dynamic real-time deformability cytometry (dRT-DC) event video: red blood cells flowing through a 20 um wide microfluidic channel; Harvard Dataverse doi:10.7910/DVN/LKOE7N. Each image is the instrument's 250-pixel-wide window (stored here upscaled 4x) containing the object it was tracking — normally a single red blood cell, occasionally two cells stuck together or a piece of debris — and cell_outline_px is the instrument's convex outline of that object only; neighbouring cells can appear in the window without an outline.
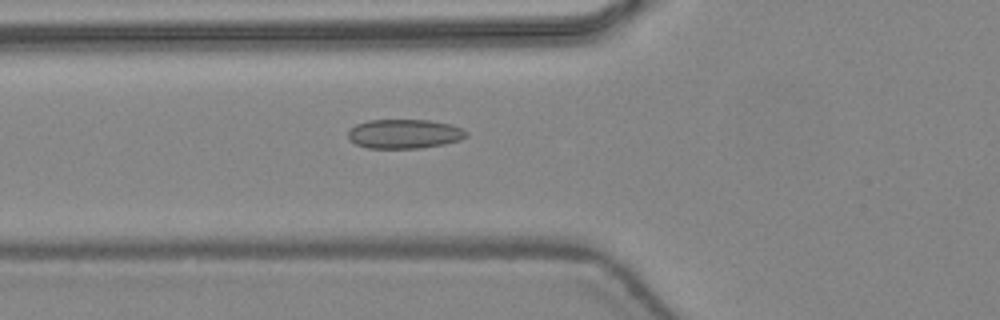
{"species": "common noctule bat (a hibernating species)", "species_latin": "Nyctalus noctula", "temperature_condition": "warm", "stored_images_in_passage": 47, "camera_frame_rate_fps": 3000, "um_per_image_px": 0.085, "animal": {"sex": "female", "body_mass_g": 24.6, "forearm_length_mm": 56.2}, "frame": {"image": 1, "passage_image": 18, "time_ms": 5.667, "image_size_px": [1000, 320], "cell_outline_px": [[468, 136], [460, 140], [444, 144], [420, 148], [368, 148], [356, 144], [348, 140], [348, 132], [356, 124], [368, 120], [428, 120], [452, 124], [468, 132]], "centroid_in_image_um": [34.37, 11.38], "position_along_channel_um": 91.4, "area_um2": 20.23}}
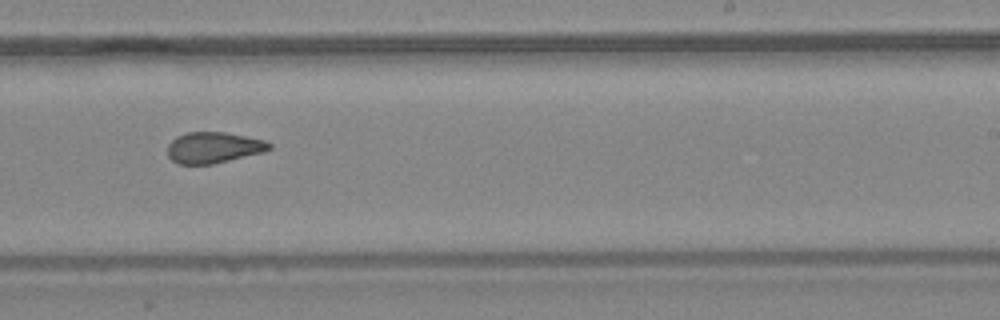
{"frame": {"image": 2, "passage_image": 30, "time_ms": 9.667, "image_size_px": [1000, 320], "cell_outline_px": [[272, 148], [264, 152], [212, 164], [180, 164], [172, 160], [168, 156], [168, 144], [176, 136], [188, 132], [224, 132], [264, 140], [272, 144]], "centroid_in_image_um": [18.15, 12.54], "position_along_channel_um": 270.9, "area_um2": 18.32}}
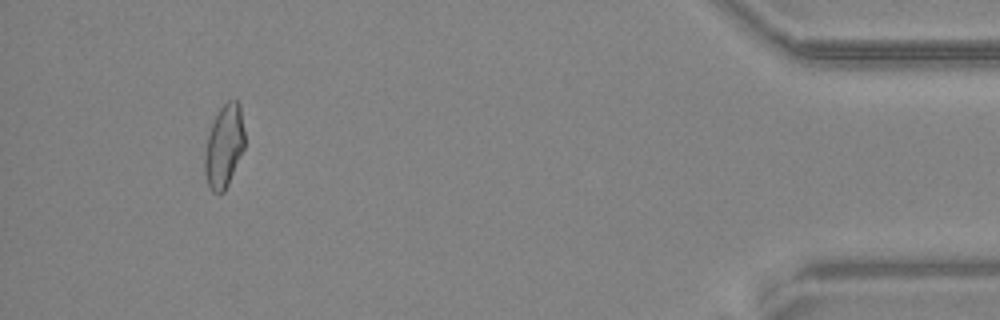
{"frame": {"image": 3, "passage_image": 44, "time_ms": 14.333, "image_size_px": [1000, 320], "cell_outline_px": [[244, 148], [228, 184], [224, 192], [212, 192], [208, 184], [204, 172], [204, 156], [208, 136], [212, 124], [220, 108], [228, 100], [236, 100], [240, 104], [244, 132]], "centroid_in_image_um": [19.05, 12.43], "position_along_channel_um": 416.2, "area_um2": 19.02}, "authors_computed_cell_mechanics": {"area_um2": 19.652, "velocity_mm_per_s": 4.481, "shape_relaxation_time_tau1_ms": 9.4131, "shape_relaxation_time_tau2_ms": 1.5395, "deformation_change_tau1": 0.1745, "deformation_change_tau2": 0.0664}}